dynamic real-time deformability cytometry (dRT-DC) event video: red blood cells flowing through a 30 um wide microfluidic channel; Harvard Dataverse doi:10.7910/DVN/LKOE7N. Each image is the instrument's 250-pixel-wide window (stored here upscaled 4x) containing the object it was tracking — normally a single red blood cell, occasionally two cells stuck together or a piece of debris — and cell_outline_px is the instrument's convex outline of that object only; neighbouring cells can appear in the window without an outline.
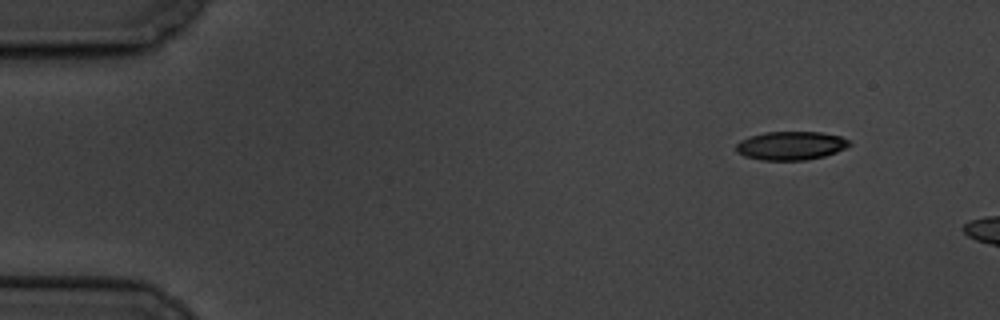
{"species": "common noctule bat (a hibernating species)", "species_latin": "Nyctalus noctula", "temperature_condition": "cold", "stored_images_in_passage": 3, "camera_frame_rate_fps": 3000, "um_per_image_px": 0.085, "animal": {"sex": "male", "body_mass_g": 19.5, "forearm_length_mm": 54.6}, "frame": {"image": 1, "passage_image": 1, "time_ms": 0.0, "image_size_px": [1000, 320], "cell_outline_px": [[852, 144], [836, 152], [824, 156], [804, 160], [760, 160], [744, 156], [736, 152], [736, 144], [740, 140], [764, 132], [820, 132], [840, 136], [848, 140]], "centroid_in_image_um": [67.2, 12.38], "position_along_channel_um": 17.8, "area_um2": 18.79}}